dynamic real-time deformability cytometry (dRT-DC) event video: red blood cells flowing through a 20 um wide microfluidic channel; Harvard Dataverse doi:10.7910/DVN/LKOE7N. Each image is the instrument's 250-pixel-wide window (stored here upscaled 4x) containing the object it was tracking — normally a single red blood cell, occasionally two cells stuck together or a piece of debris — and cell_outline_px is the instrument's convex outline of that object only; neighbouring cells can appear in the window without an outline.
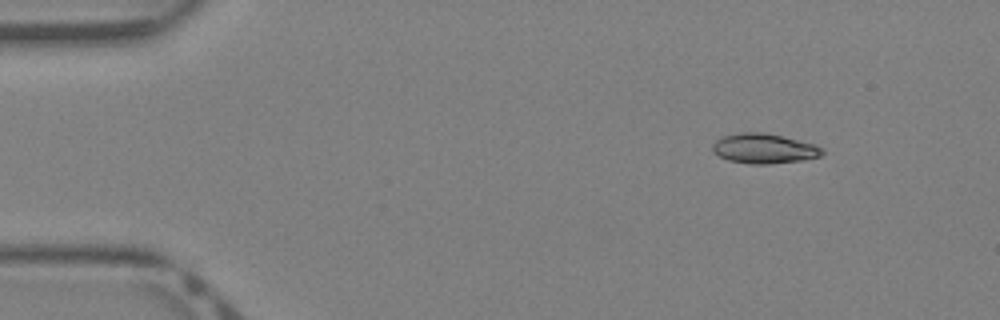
{"species": "Egyptian fruit bat (a non-hibernating species)", "species_latin": "Rousettus aegyptiacus", "temperature_condition": "warm", "stored_images_in_passage": 36, "camera_frame_rate_fps": 3000, "um_per_image_px": 0.085, "animal": {"sex": "female"}, "frame": {"image": 1, "passage_image": 1, "time_ms": 0.0, "image_size_px": [1000, 320], "cell_outline_px": [[824, 152], [820, 156], [800, 160], [768, 164], [752, 164], [728, 160], [712, 152], [712, 144], [716, 140], [724, 136], [740, 132], [764, 132], [784, 136], [816, 144]], "centroid_in_image_um": [64.92, 12.61], "position_along_channel_um": 20.1, "area_um2": 19.07}}
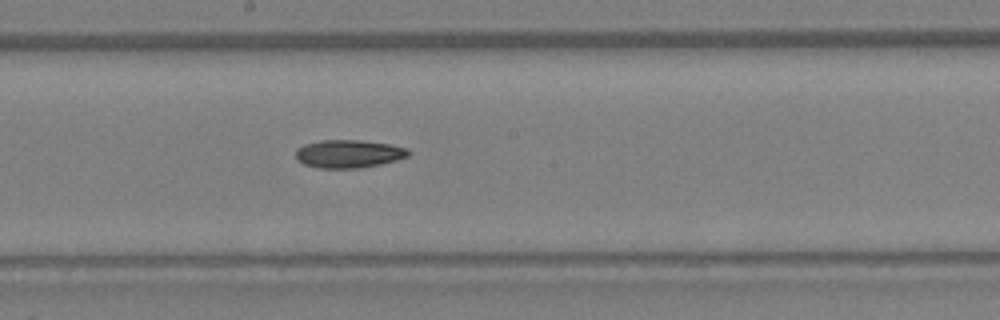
{"frame": {"image": 2, "passage_image": 18, "time_ms": 5.667, "image_size_px": [1000, 320], "cell_outline_px": [[412, 152], [408, 156], [396, 160], [380, 164], [360, 168], [316, 168], [304, 164], [296, 160], [296, 148], [304, 144], [320, 140], [360, 140], [388, 144], [408, 148]], "centroid_in_image_um": [29.61, 13.07], "position_along_channel_um": 218.6, "area_um2": 18.55}}
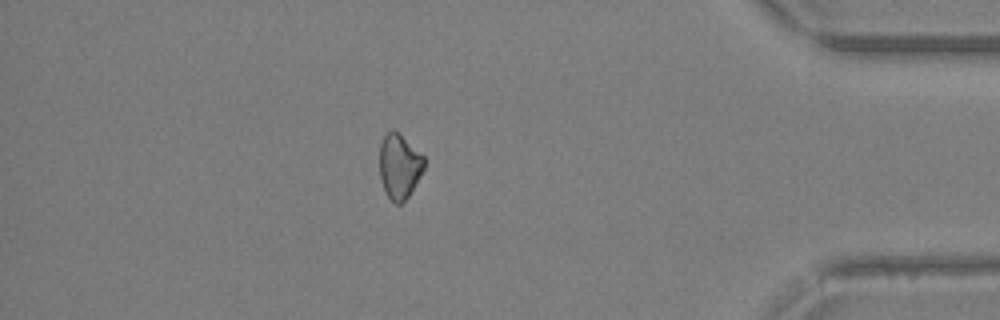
{"frame": {"image": 3, "passage_image": 31, "time_ms": 10.0, "image_size_px": [1000, 320], "cell_outline_px": [[424, 168], [420, 176], [408, 196], [400, 204], [396, 204], [388, 196], [380, 180], [380, 144], [384, 136], [388, 132], [396, 132], [424, 156]], "centroid_in_image_um": [33.94, 14.16], "position_along_channel_um": 401.3, "area_um2": 16.3}}